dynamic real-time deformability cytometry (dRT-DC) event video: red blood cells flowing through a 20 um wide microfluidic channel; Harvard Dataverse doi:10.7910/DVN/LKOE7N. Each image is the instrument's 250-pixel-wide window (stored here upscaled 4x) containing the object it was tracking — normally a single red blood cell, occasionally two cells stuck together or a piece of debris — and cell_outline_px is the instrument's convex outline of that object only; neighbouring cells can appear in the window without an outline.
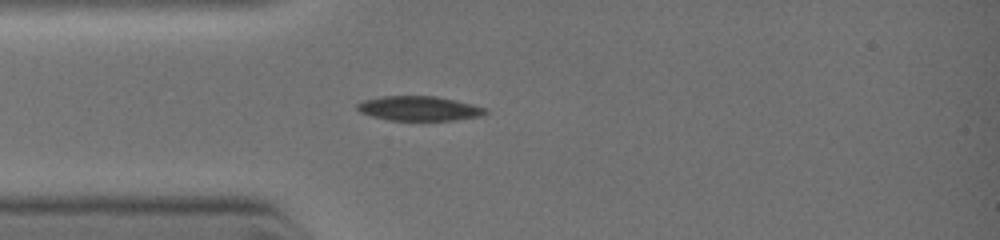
{"species": "common noctule bat (a hibernating species)", "species_latin": "Nyctalus noctula", "temperature_condition": "warm", "stored_images_in_passage": 1, "camera_frame_rate_fps": 3000, "um_per_image_px": 0.085, "animal": {"sex": "female", "body_mass_g": 19.0, "forearm_length_mm": 51.5}, "frame": {"image": 1, "passage_image": 1, "time_ms": 0.0, "image_size_px": [1000, 240], "cell_outline_px": [[488, 112], [480, 116], [452, 120], [392, 120], [372, 116], [360, 112], [356, 108], [356, 104], [360, 100], [380, 96], [436, 96], [456, 100], [488, 108]], "centroid_in_image_um": [35.6, 9.2], "position_along_channel_um": 49.4, "area_um2": 18.44}}